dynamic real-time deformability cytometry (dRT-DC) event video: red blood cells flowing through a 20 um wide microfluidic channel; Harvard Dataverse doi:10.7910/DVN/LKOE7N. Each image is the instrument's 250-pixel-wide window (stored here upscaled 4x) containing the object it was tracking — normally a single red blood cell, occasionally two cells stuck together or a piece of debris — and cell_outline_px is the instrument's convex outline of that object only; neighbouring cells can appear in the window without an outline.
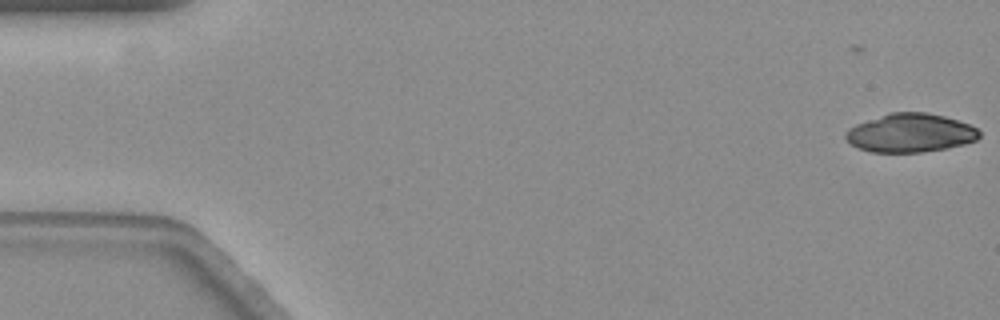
{"species": "common noctule bat (a hibernating species)", "species_latin": "Nyctalus noctula", "temperature_condition": "warm", "stored_images_in_passage": 7, "camera_frame_rate_fps": 3000, "um_per_image_px": 0.085, "animal": {"sex": "female", "body_mass_g": 19.3, "forearm_length_mm": 54.1}, "frame": {"image": 1, "passage_image": 1, "time_ms": 0.0, "image_size_px": [1000, 320], "cell_outline_px": [[980, 136], [976, 140], [964, 144], [948, 148], [920, 152], [872, 152], [860, 148], [852, 144], [844, 136], [848, 128], [856, 124], [888, 112], [924, 112], [944, 116], [968, 124], [976, 128], [980, 132]], "centroid_in_image_um": [77.37, 11.29], "position_along_channel_um": 7.6, "area_um2": 29.94}}